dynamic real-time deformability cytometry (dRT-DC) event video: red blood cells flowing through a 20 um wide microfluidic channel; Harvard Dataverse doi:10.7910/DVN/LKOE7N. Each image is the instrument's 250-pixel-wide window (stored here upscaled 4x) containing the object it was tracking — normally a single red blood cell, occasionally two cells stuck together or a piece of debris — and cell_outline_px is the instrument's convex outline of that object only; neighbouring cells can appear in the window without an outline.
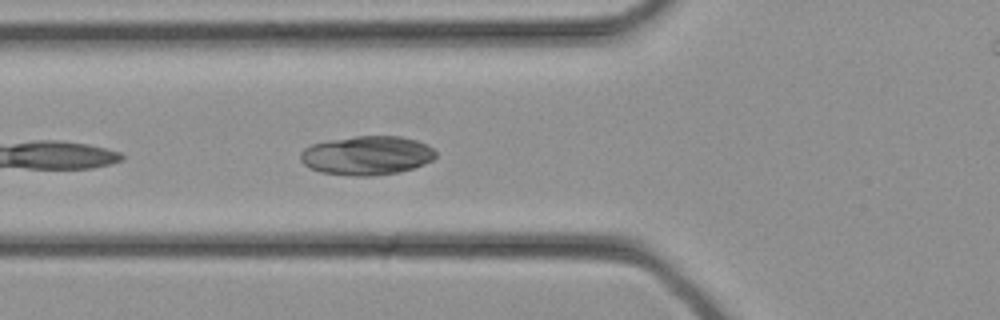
{"species": "common noctule bat (a hibernating species)", "species_latin": "Nyctalus noctula", "temperature_condition": "cold", "stored_images_in_passage": 32, "camera_frame_rate_fps": 3000, "um_per_image_px": 0.085, "animal": {"sex": "female", "body_mass_g": 21.9}, "frame": {"image": 1, "passage_image": 11, "time_ms": 3.333, "image_size_px": [1000, 320], "cell_outline_px": [[436, 156], [432, 160], [424, 164], [400, 172], [372, 176], [352, 176], [320, 172], [304, 164], [300, 160], [300, 152], [304, 148], [312, 144], [328, 140], [356, 136], [400, 136], [416, 140], [432, 148], [436, 152]], "centroid_in_image_um": [31.17, 13.21], "position_along_channel_um": 94.6, "area_um2": 30.75}}
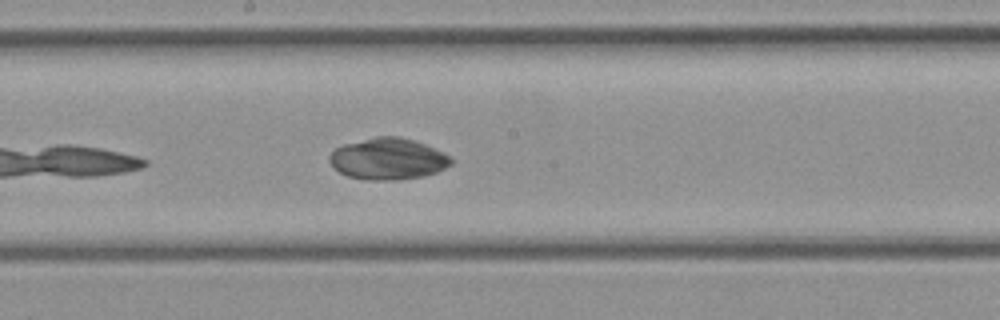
{"frame": {"image": 2, "passage_image": 17, "time_ms": 5.333, "image_size_px": [1000, 320], "cell_outline_px": [[452, 164], [436, 172], [424, 176], [396, 180], [368, 180], [348, 176], [340, 172], [328, 160], [328, 156], [336, 148], [344, 144], [376, 136], [396, 136], [412, 140], [424, 144], [452, 156]], "centroid_in_image_um": [32.99, 13.51], "position_along_channel_um": 215.2, "area_um2": 29.25}}
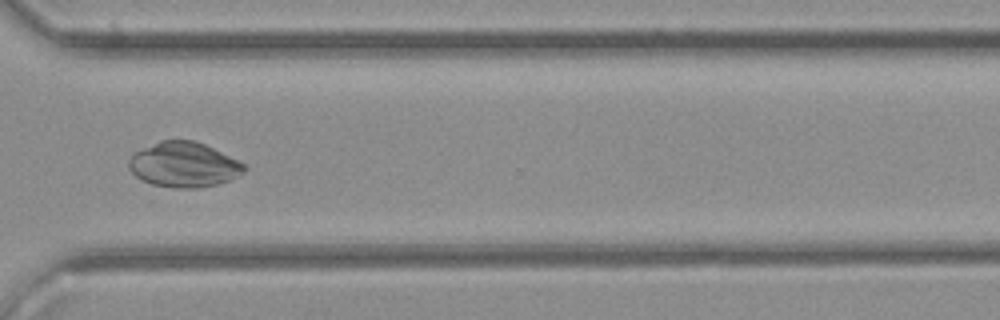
{"frame": {"image": 3, "passage_image": 24, "time_ms": 7.667, "image_size_px": [1000, 320], "cell_outline_px": [[248, 168], [244, 172], [228, 180], [216, 184], [196, 188], [176, 188], [152, 184], [136, 176], [128, 168], [128, 160], [136, 152], [160, 140], [196, 140], [244, 164]], "centroid_in_image_um": [15.61, 14.0], "position_along_channel_um": 355.0, "area_um2": 29.82}}